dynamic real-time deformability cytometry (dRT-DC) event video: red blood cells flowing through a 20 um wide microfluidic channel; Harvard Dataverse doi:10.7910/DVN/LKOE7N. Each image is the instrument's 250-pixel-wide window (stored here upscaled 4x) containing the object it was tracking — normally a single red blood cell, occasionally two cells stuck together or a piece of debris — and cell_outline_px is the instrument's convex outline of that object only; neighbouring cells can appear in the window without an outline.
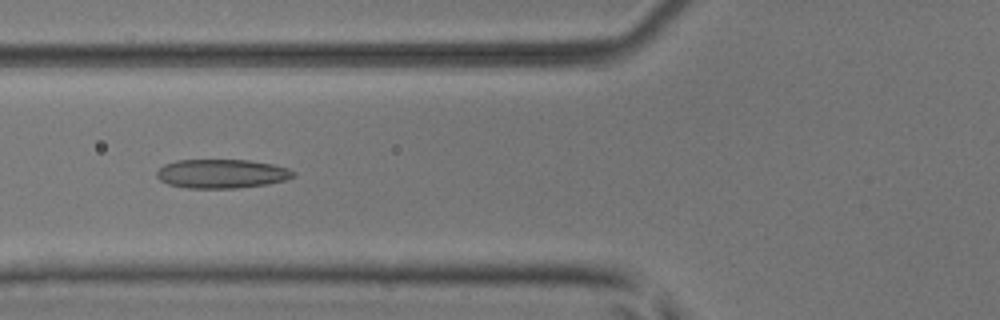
{"species": "common noctule bat (a hibernating species)", "species_latin": "Nyctalus noctula", "temperature_condition": "room temperature", "stored_images_in_passage": 51, "camera_frame_rate_fps": 3000, "um_per_image_px": 0.085, "animal": {"sex": "male", "body_mass_g": 17.9, "forearm_length_mm": 54.2}, "frame": {"image": 1, "passage_image": 20, "time_ms": 6.333, "image_size_px": [1000, 320], "cell_outline_px": [[296, 176], [284, 180], [268, 184], [236, 188], [188, 188], [168, 184], [160, 180], [156, 176], [156, 172], [164, 164], [176, 160], [248, 160], [272, 164], [288, 168], [296, 172]], "centroid_in_image_um": [18.85, 14.76], "position_along_channel_um": 107.0, "area_um2": 23.12}}
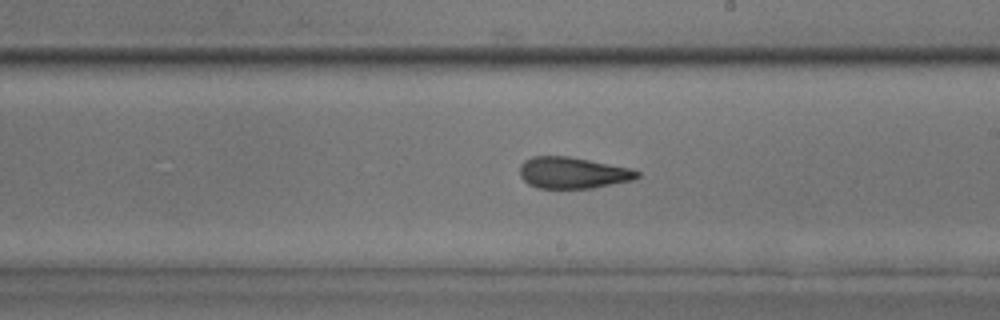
{"frame": {"image": 2, "passage_image": 30, "time_ms": 9.667, "image_size_px": [1000, 320], "cell_outline_px": [[640, 176], [636, 180], [592, 188], [536, 188], [528, 184], [520, 176], [520, 164], [524, 160], [532, 156], [568, 156], [628, 168], [640, 172]], "centroid_in_image_um": [48.67, 14.69], "position_along_channel_um": 240.3, "area_um2": 21.5}}
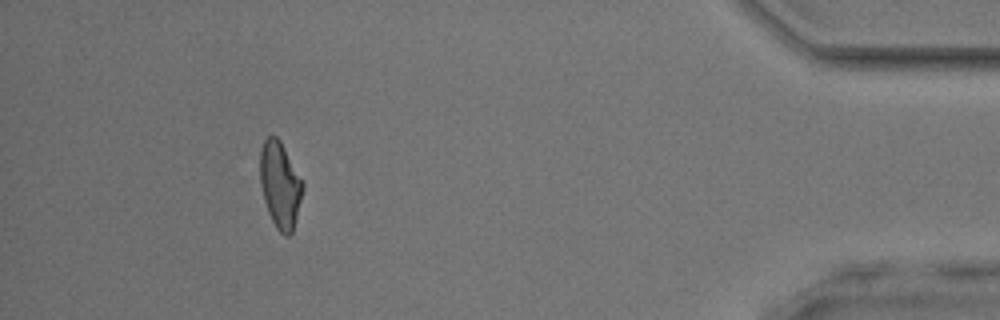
{"frame": {"image": 3, "passage_image": 47, "time_ms": 15.333, "image_size_px": [1000, 320], "cell_outline_px": [[304, 188], [292, 232], [288, 236], [284, 236], [276, 228], [268, 212], [264, 200], [260, 184], [260, 152], [264, 140], [268, 136], [276, 136], [280, 140], [304, 184]], "centroid_in_image_um": [23.8, 15.72], "position_along_channel_um": 411.4, "area_um2": 21.27}, "authors_computed_cell_mechanics": {"area_um2": 21.964, "velocity_mm_per_s": 4.0175, "shape_relaxation_time_tau1_ms": null, "shape_relaxation_time_tau2_ms": 2.1569, "deformation_change_tau1": null, "deformation_change_tau2": 0.108}}